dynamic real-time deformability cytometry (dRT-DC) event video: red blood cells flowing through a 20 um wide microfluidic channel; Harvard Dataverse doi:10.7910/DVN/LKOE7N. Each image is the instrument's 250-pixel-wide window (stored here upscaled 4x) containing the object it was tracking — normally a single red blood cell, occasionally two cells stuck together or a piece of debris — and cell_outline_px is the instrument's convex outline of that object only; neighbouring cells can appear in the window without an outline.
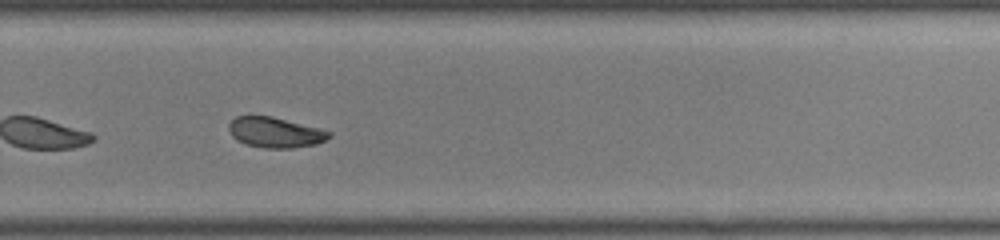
{"species": "common noctule bat (a hibernating species)", "species_latin": "Nyctalus noctula", "temperature_condition": "room temperature", "stored_images_in_passage": 26, "camera_frame_rate_fps": 3000, "um_per_image_px": 0.085, "animal": {"sex": "male", "body_mass_g": 19.0, "forearm_length_mm": 50.8}, "frame": {"image": 1, "passage_image": 22, "time_ms": 7.0, "image_size_px": [1000, 240], "cell_outline_px": [[332, 136], [316, 144], [292, 148], [264, 148], [244, 144], [236, 140], [232, 136], [228, 128], [228, 124], [236, 116], [272, 116], [332, 132]], "centroid_in_image_um": [23.36, 11.26], "position_along_channel_um": 306.4, "area_um2": 17.69}}